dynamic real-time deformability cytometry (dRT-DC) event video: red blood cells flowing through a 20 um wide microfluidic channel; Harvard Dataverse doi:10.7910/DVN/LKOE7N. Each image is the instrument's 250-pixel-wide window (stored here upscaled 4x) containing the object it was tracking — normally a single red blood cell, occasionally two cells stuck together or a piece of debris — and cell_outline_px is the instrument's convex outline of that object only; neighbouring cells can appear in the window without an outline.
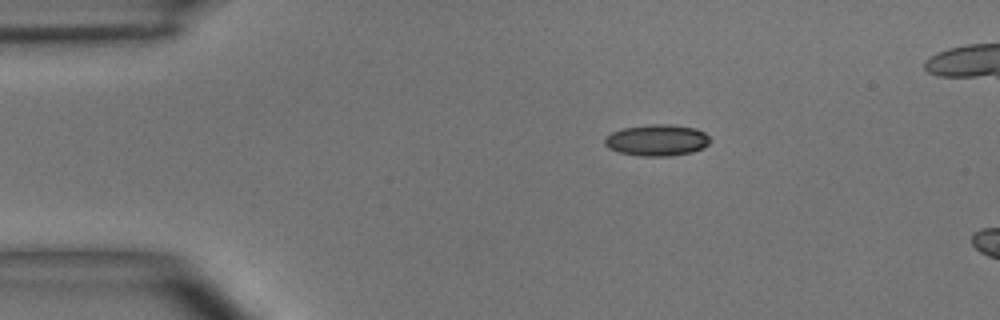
{"species": "common noctule bat (a hibernating species)", "species_latin": "Nyctalus noctula", "temperature_condition": "room temperature", "stored_images_in_passage": 3, "camera_frame_rate_fps": 3000, "um_per_image_px": 0.085, "animal": {"sex": "male", "body_mass_g": 15.6}, "frame": {"image": 1, "passage_image": 1, "time_ms": 0.0, "image_size_px": [1000, 320], "cell_outline_px": [[712, 140], [704, 148], [692, 152], [668, 156], [640, 156], [620, 152], [608, 148], [604, 144], [604, 136], [612, 132], [624, 128], [652, 124], [668, 124], [696, 128], [704, 132]], "centroid_in_image_um": [55.85, 11.92], "position_along_channel_um": 29.2, "area_um2": 19.36}}